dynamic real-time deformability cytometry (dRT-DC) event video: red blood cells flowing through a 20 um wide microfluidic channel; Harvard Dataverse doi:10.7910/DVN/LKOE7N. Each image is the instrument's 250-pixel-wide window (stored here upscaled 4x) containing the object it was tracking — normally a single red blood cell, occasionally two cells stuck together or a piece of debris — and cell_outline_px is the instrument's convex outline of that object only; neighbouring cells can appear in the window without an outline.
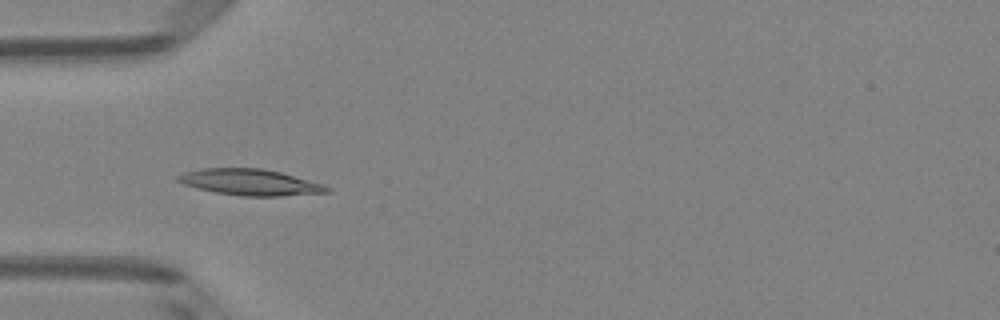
{"species": "Egyptian fruit bat (a non-hibernating species)", "species_latin": "Rousettus aegyptiacus", "temperature_condition": "room temperature", "stored_images_in_passage": 50, "camera_frame_rate_fps": 3000, "um_per_image_px": 0.085, "animal": {"sex": "female"}, "frame": {"image": 1, "passage_image": 16, "time_ms": 5.0, "image_size_px": [1000, 320], "cell_outline_px": [[332, 192], [280, 196], [240, 196], [216, 192], [184, 184], [176, 180], [176, 176], [184, 172], [204, 168], [260, 168], [280, 172], [324, 184], [332, 188]], "centroid_in_image_um": [21.31, 15.49], "position_along_channel_um": 63.7, "area_um2": 22.66}}
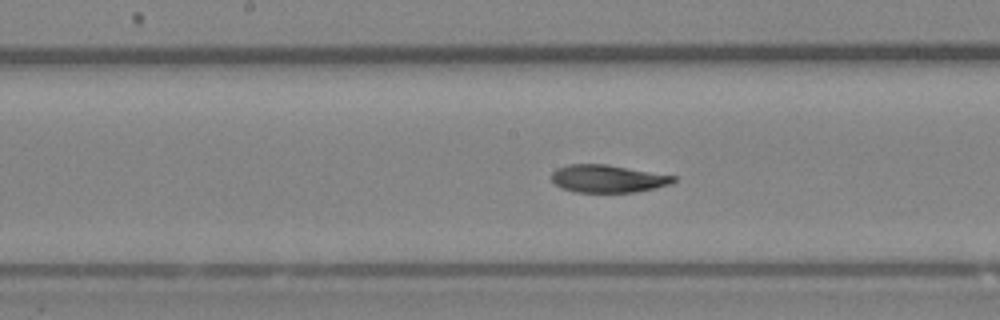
{"frame": {"image": 2, "passage_image": 26, "time_ms": 8.333, "image_size_px": [1000, 320], "cell_outline_px": [[676, 180], [672, 184], [636, 192], [576, 192], [560, 188], [552, 180], [552, 172], [556, 168], [568, 164], [608, 164], [676, 176]], "centroid_in_image_um": [51.66, 15.18], "position_along_channel_um": 196.5, "area_um2": 19.77}}
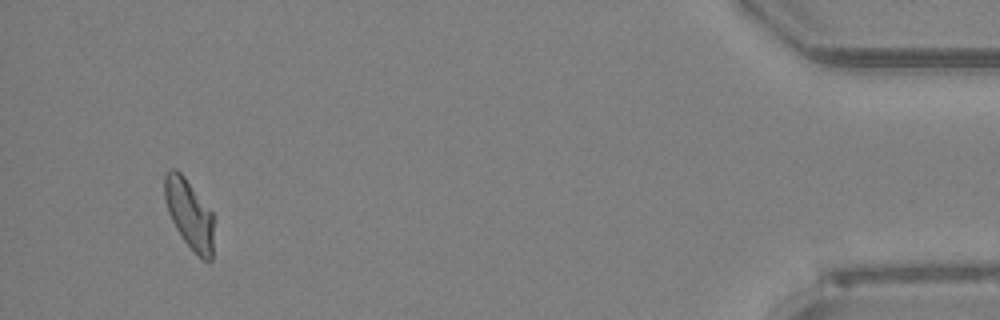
{"frame": {"image": 3, "passage_image": 48, "time_ms": 15.667, "image_size_px": [1000, 320], "cell_outline_px": [[212, 260], [208, 264], [184, 240], [176, 228], [168, 212], [164, 196], [164, 176], [168, 168], [176, 168], [184, 176], [212, 212]], "centroid_in_image_um": [16.06, 18.14], "position_along_channel_um": 419.1, "area_um2": 19.54}, "authors_computed_cell_mechanics": {"area_um2": 20.9525, "velocity_mm_per_s": 4.0414, "shape_relaxation_time_tau1_ms": 4.2649, "shape_relaxation_time_tau2_ms": 2.0396, "deformation_change_tau1": 0.1696, "deformation_change_tau2": 0.0852}}